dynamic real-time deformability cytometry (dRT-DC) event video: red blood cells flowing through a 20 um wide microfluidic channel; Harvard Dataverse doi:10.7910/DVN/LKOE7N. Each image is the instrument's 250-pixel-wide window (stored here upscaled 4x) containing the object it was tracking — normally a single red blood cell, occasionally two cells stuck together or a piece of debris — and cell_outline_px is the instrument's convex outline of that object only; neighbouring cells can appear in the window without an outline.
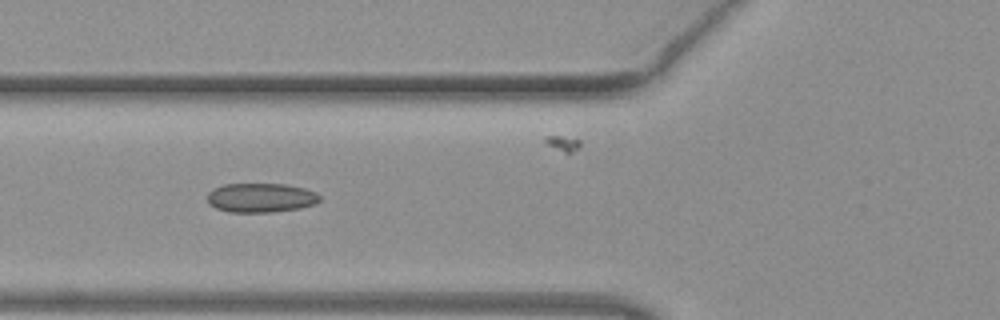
{"species": "common noctule bat (a hibernating species)", "species_latin": "Nyctalus noctula", "temperature_condition": "warm", "stored_images_in_passage": 38, "camera_frame_rate_fps": 3000, "um_per_image_px": 0.085, "animal": {"sex": "female", "body_mass_g": 19.3, "forearm_length_mm": 54.1}, "frame": {"image": 1, "passage_image": 6, "time_ms": 1.667, "image_size_px": [1000, 320], "cell_outline_px": [[320, 200], [316, 204], [300, 208], [272, 212], [228, 212], [216, 208], [208, 204], [208, 192], [212, 188], [224, 184], [284, 184], [304, 188], [316, 192], [320, 196]], "centroid_in_image_um": [22.16, 16.81], "position_along_channel_um": 103.6, "area_um2": 19.31}}
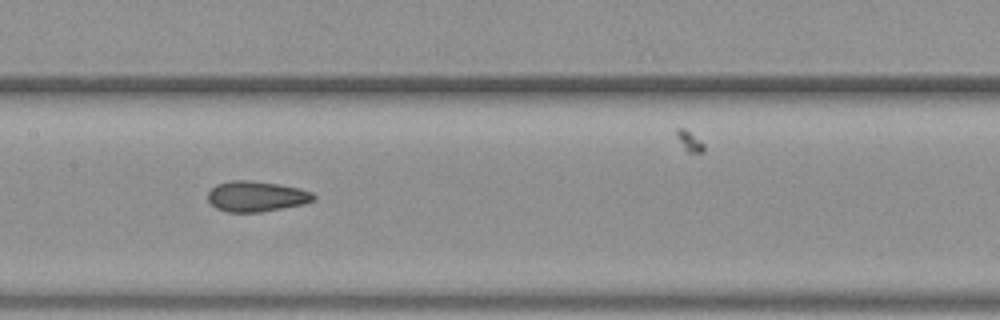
{"frame": {"image": 2, "passage_image": 12, "time_ms": 3.667, "image_size_px": [1000, 320], "cell_outline_px": [[316, 200], [304, 204], [260, 212], [228, 212], [216, 208], [208, 200], [208, 192], [216, 184], [232, 180], [248, 180], [276, 184], [300, 188], [312, 192], [316, 196]], "centroid_in_image_um": [21.8, 16.69], "position_along_channel_um": 185.6, "area_um2": 18.79}, "authors_computed_cell_mechanics": {"area_um2": 18.785, "velocity_mm_per_s": 4.07, "shape_relaxation_time_tau1_ms": null, "shape_relaxation_time_tau2_ms": 2.0529, "deformation_change_tau1": null, "deformation_change_tau2": 0.0903}}